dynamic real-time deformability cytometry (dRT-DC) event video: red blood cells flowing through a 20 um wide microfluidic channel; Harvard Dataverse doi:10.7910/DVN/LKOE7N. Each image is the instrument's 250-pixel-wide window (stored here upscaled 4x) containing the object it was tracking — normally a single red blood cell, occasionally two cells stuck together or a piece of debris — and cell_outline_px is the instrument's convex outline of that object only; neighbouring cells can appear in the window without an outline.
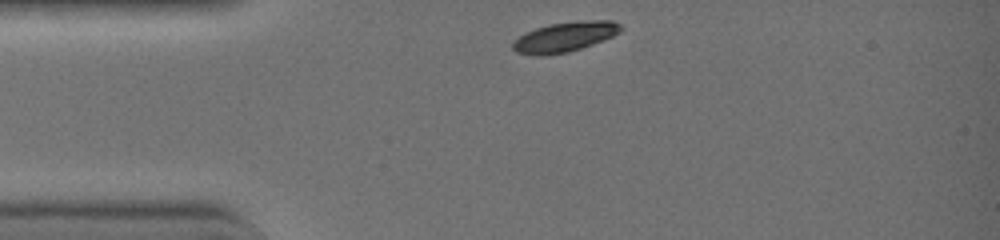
{"species": "common noctule bat (a hibernating species)", "species_latin": "Nyctalus noctula", "temperature_condition": "warm", "stored_images_in_passage": 29, "camera_frame_rate_fps": 3000, "um_per_image_px": 0.085, "animal": {"sex": "female", "body_mass_g": 19.0, "forearm_length_mm": 51.5}, "frame": {"image": 1, "passage_image": 1, "time_ms": 0.0, "image_size_px": [1000, 240], "cell_outline_px": [[624, 28], [620, 32], [612, 36], [592, 44], [568, 52], [544, 56], [536, 56], [516, 52], [512, 48], [512, 44], [524, 32], [548, 24], [576, 20], [612, 20], [620, 24]], "centroid_in_image_um": [48.01, 3.12], "position_along_channel_um": 37.0, "area_um2": 18.96}}
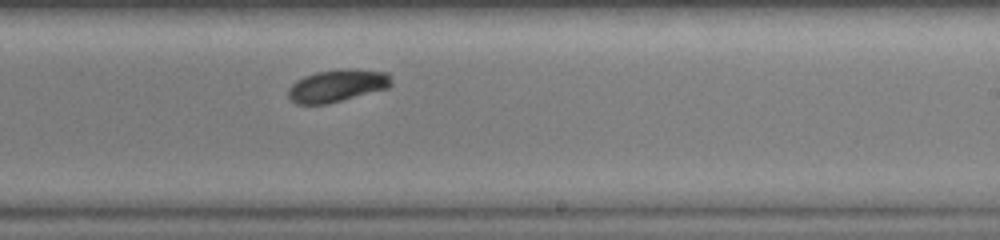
{"frame": {"image": 2, "passage_image": 18, "time_ms": 5.667, "image_size_px": [1000, 240], "cell_outline_px": [[392, 84], [388, 88], [328, 104], [296, 104], [288, 96], [288, 88], [296, 80], [304, 76], [316, 72], [340, 68], [348, 68], [388, 72], [392, 80]], "centroid_in_image_um": [28.67, 7.27], "position_along_channel_um": 260.3, "area_um2": 19.65}}
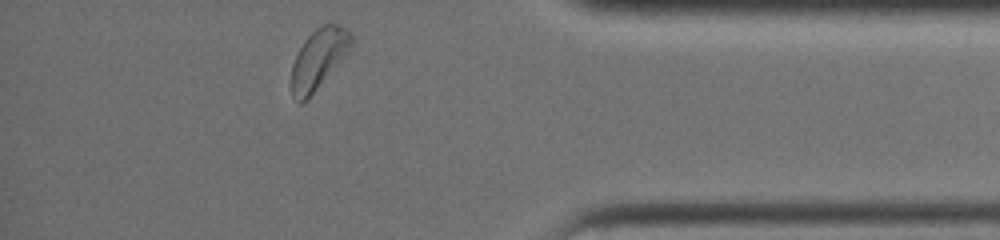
{"frame": {"image": 3, "passage_image": 29, "time_ms": 9.333, "image_size_px": [1000, 240], "cell_outline_px": [[352, 48], [308, 100], [300, 104], [292, 96], [292, 64], [304, 40], [316, 28], [324, 24], [340, 24], [348, 28], [352, 36]], "centroid_in_image_um": [27.1, 5.01], "position_along_channel_um": 408.1, "area_um2": 21.04}, "authors_computed_cell_mechanics": {"area_um2": 19.7676, "velocity_mm_per_s": 4.4573, "shape_relaxation_time_tau1_ms": 3.5447, "shape_relaxation_time_tau2_ms": null, "deformation_change_tau1": 0.1634, "deformation_change_tau2": null}}